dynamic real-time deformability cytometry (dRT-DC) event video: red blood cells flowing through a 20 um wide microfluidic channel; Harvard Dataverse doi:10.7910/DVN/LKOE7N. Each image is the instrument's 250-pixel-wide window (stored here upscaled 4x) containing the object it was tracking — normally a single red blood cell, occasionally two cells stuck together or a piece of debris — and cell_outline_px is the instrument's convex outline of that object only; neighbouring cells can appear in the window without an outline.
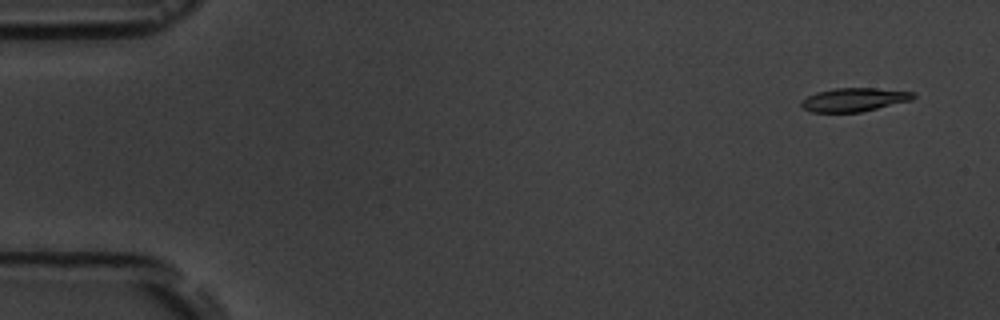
{"species": "common noctule bat (a hibernating species)", "species_latin": "Nyctalus noctula", "temperature_condition": "room temperature", "stored_images_in_passage": 4, "camera_frame_rate_fps": 3000, "um_per_image_px": 0.085, "animal": {"sex": "male", "body_mass_g": 19.5, "forearm_length_mm": 54.6}, "frame": {"image": 1, "passage_image": 1, "time_ms": 0.0, "image_size_px": [1000, 320], "cell_outline_px": [[916, 96], [912, 100], [860, 112], [812, 112], [804, 108], [800, 104], [800, 100], [816, 92], [836, 88], [876, 88], [916, 92]], "centroid_in_image_um": [72.61, 8.46], "position_along_channel_um": 12.4, "area_um2": 15.37}}